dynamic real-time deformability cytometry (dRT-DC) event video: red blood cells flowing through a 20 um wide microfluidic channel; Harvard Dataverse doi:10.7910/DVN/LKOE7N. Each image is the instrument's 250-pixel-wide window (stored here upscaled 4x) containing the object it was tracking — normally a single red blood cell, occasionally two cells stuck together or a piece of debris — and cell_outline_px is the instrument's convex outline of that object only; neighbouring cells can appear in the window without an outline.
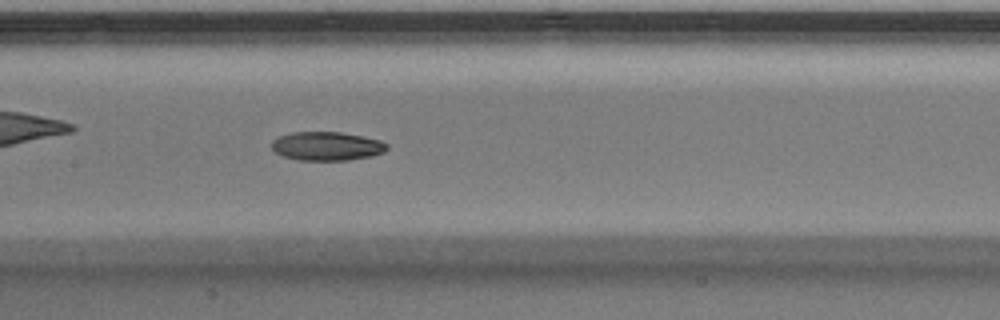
{"species": "Egyptian fruit bat (a non-hibernating species)", "species_latin": "Rousettus aegyptiacus", "temperature_condition": "warm", "stored_images_in_passage": 21, "camera_frame_rate_fps": 3000, "um_per_image_px": 0.085, "animal": {"sex": "male"}, "frame": {"image": 1, "passage_image": 17, "time_ms": 5.333, "image_size_px": [1000, 320], "cell_outline_px": [[388, 148], [384, 152], [372, 156], [348, 160], [300, 160], [284, 156], [276, 152], [272, 148], [272, 140], [276, 136], [292, 132], [340, 132], [364, 136], [380, 140], [388, 144]], "centroid_in_image_um": [27.79, 12.41], "position_along_channel_um": 179.6, "area_um2": 19.42}}